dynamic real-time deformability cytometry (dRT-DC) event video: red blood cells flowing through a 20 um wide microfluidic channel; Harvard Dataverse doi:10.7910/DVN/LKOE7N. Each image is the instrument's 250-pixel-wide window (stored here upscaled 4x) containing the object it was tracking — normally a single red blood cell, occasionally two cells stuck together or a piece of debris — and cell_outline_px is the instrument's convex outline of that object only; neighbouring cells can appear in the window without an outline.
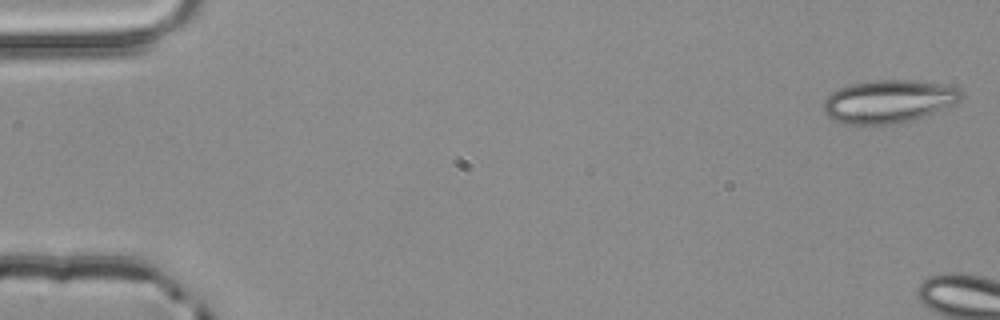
{"species": "common noctule bat (a hibernating species)", "species_latin": "Nyctalus noctula", "temperature_condition": "room temperature", "stored_images_in_passage": 4, "camera_frame_rate_fps": 3000, "um_per_image_px": 0.085, "animal": {"sex": "male", "body_mass_g": 20.4}, "frame": {"image": 1, "passage_image": 1, "time_ms": 0.0, "image_size_px": [1000, 320], "cell_outline_px": [[964, 96], [956, 104], [924, 116], [892, 124], [844, 124], [832, 120], [824, 112], [824, 100], [836, 88], [852, 84], [872, 80], [912, 80], [948, 84], [956, 88]], "centroid_in_image_um": [75.52, 8.61], "position_along_channel_um": 9.5, "area_um2": 34.56}}